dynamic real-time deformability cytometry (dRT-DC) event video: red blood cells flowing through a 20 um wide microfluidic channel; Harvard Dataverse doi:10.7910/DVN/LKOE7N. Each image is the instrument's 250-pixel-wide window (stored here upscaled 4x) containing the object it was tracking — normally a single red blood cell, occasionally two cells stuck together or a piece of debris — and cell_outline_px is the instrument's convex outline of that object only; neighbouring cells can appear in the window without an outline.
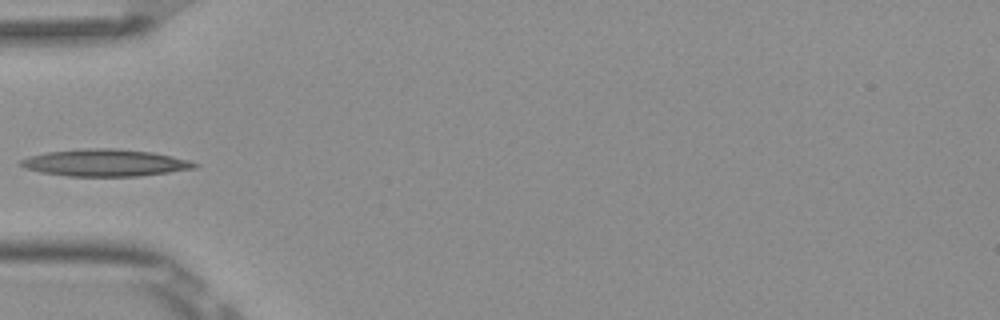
{"species": "Egyptian fruit bat (a non-hibernating species)", "species_latin": "Rousettus aegyptiacus", "temperature_condition": "room temperature", "stored_images_in_passage": 5, "camera_frame_rate_fps": 3000, "um_per_image_px": 0.085, "frame": {"image": 1, "passage_image": 5, "time_ms": 1.333, "image_size_px": [1000, 320], "cell_outline_px": [[200, 164], [196, 168], [140, 176], [68, 176], [40, 172], [24, 168], [20, 164], [20, 160], [28, 156], [48, 152], [80, 148], [116, 148], [152, 152], [172, 156], [188, 160]], "centroid_in_image_um": [8.92, 13.83], "position_along_channel_um": 76.1, "area_um2": 27.46}}